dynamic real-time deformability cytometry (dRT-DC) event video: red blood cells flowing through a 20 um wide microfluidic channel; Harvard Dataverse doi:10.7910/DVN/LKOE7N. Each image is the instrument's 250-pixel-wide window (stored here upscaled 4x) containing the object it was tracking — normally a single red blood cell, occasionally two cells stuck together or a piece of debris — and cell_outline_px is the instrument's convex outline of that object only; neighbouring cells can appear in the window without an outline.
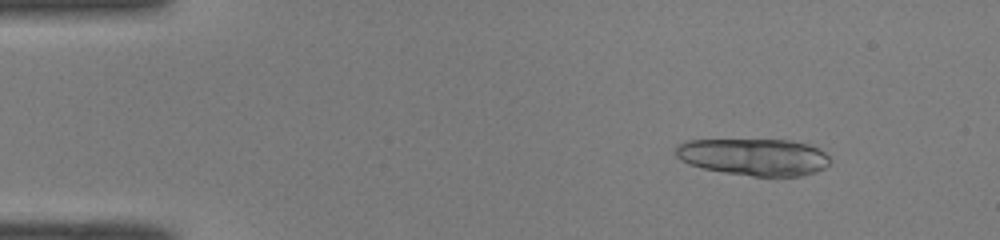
{"species": "common noctule bat (a hibernating species)", "species_latin": "Nyctalus noctula", "temperature_condition": "room temperature", "stored_images_in_passage": 36, "camera_frame_rate_fps": 3000, "um_per_image_px": 0.085, "animal": {"sex": "male", "body_mass_g": 19.0, "forearm_length_mm": 50.8}, "frame": {"image": 1, "passage_image": 5, "time_ms": 1.333, "image_size_px": [1000, 240], "cell_outline_px": [[828, 164], [824, 168], [800, 176], [752, 176], [704, 168], [688, 164], [680, 160], [676, 156], [676, 148], [680, 144], [688, 140], [788, 140], [808, 144], [824, 152], [828, 156]], "centroid_in_image_um": [64.06, 13.33], "position_along_channel_um": 20.9, "area_um2": 32.77}}